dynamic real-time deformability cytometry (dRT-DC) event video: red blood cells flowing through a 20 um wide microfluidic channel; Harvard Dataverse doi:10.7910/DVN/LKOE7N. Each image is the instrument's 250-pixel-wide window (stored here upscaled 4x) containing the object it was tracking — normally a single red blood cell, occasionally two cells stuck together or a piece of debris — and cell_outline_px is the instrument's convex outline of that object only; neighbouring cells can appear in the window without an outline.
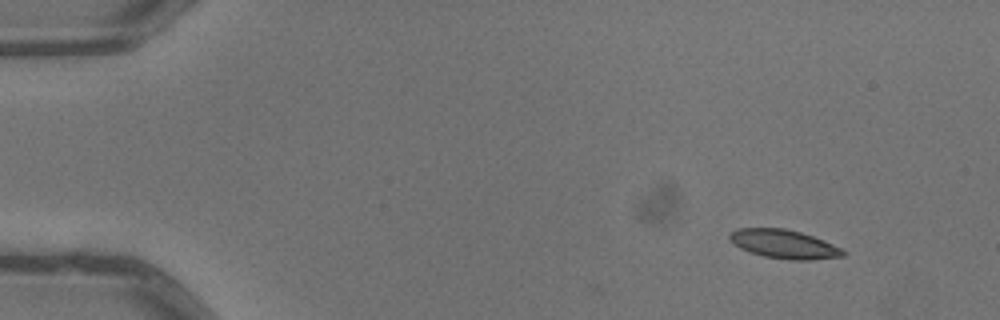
{"species": "common noctule bat (a hibernating species)", "species_latin": "Nyctalus noctula", "temperature_condition": "warm", "stored_images_in_passage": 4, "camera_frame_rate_fps": 3000, "um_per_image_px": 0.085, "animal": {"sex": "male", "body_mass_g": 13.3}, "frame": {"image": 1, "passage_image": 1, "time_ms": 0.0, "image_size_px": [1000, 320], "cell_outline_px": [[848, 252], [844, 256], [808, 260], [792, 260], [764, 256], [740, 248], [728, 240], [728, 236], [736, 228], [784, 228], [800, 232], [812, 236], [832, 244]], "centroid_in_image_um": [66.62, 20.74], "position_along_channel_um": 18.4, "area_um2": 18.84}}
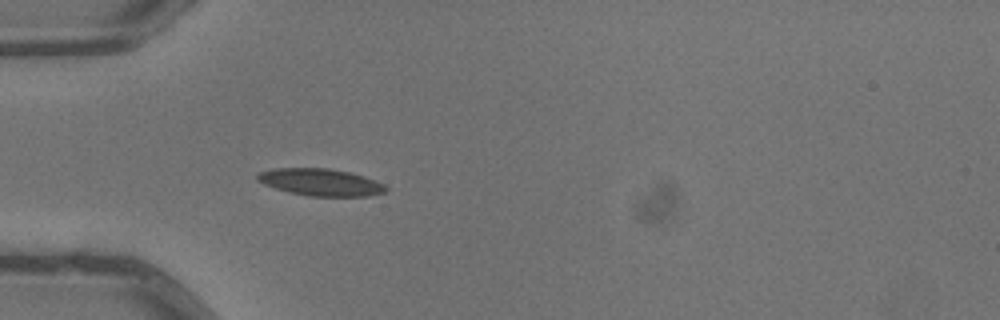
{"frame": {"image": 2, "passage_image": 4, "time_ms": 1.0, "image_size_px": [1000, 320], "cell_outline_px": [[388, 192], [368, 196], [308, 196], [288, 192], [264, 184], [256, 180], [256, 176], [260, 172], [272, 168], [328, 168], [348, 172], [364, 176], [384, 184], [388, 188]], "centroid_in_image_um": [27.26, 15.49], "position_along_channel_um": 57.7, "area_um2": 20.35}}